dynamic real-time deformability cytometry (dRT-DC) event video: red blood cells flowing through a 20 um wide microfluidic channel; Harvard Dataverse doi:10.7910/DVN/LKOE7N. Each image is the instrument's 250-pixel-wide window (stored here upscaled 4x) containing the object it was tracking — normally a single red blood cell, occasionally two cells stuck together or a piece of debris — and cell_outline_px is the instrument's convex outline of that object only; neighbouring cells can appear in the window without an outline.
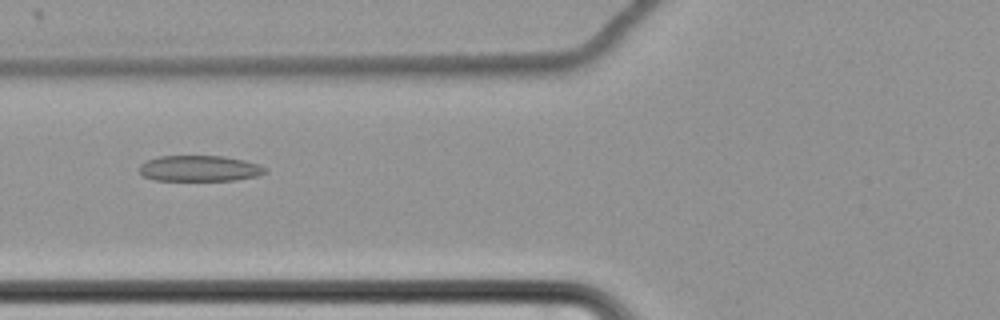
{"species": "common noctule bat (a hibernating species)", "species_latin": "Nyctalus noctula", "temperature_condition": "cold", "stored_images_in_passage": 61, "camera_frame_rate_fps": 3000, "um_per_image_px": 0.085, "animal": {"sex": "female", "body_mass_g": 22.7, "forearm_length_mm": 54.2}, "frame": {"image": 1, "passage_image": 26, "time_ms": 8.333, "image_size_px": [1000, 320], "cell_outline_px": [[268, 172], [256, 176], [236, 180], [152, 180], [144, 176], [140, 172], [140, 164], [144, 160], [160, 156], [224, 156], [244, 160], [260, 164], [268, 168]], "centroid_in_image_um": [16.98, 14.31], "position_along_channel_um": 108.8, "area_um2": 19.13}}
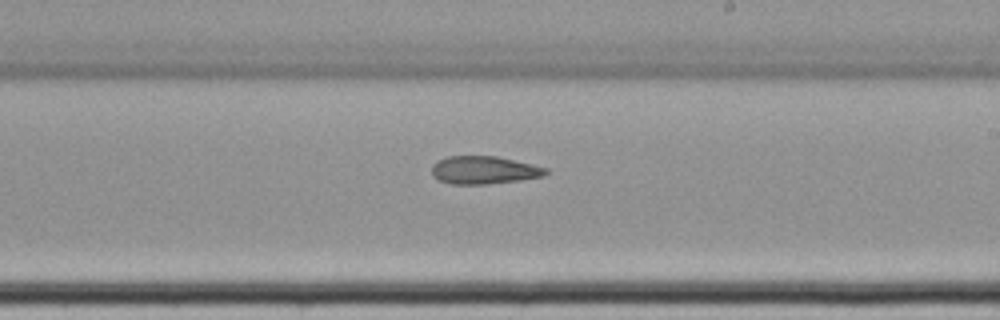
{"frame": {"image": 2, "passage_image": 38, "time_ms": 12.333, "image_size_px": [1000, 320], "cell_outline_px": [[548, 172], [544, 176], [520, 180], [488, 184], [452, 184], [436, 180], [432, 176], [432, 164], [436, 160], [448, 156], [496, 156], [548, 168]], "centroid_in_image_um": [41.09, 14.46], "position_along_channel_um": 247.9, "area_um2": 18.67}}
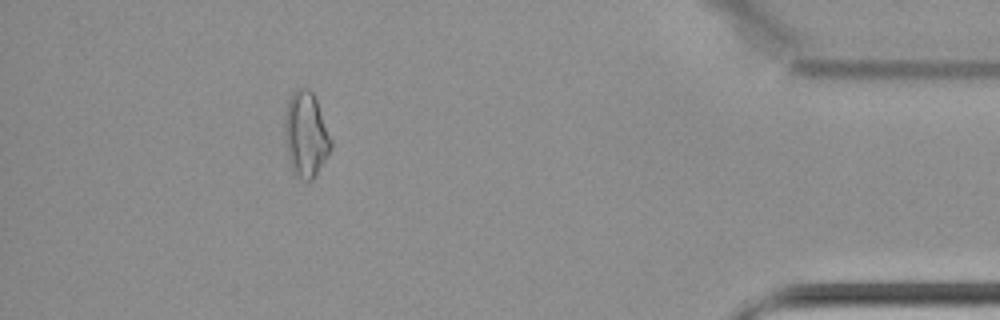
{"frame": {"image": 3, "passage_image": 56, "time_ms": 18.333, "image_size_px": [1000, 320], "cell_outline_px": [[332, 148], [316, 176], [312, 180], [308, 180], [292, 172], [288, 160], [284, 136], [284, 112], [288, 100], [292, 92], [296, 88], [308, 88], [316, 96], [332, 140]], "centroid_in_image_um": [25.99, 11.39], "position_along_channel_um": 409.2, "area_um2": 23.47}, "authors_computed_cell_mechanics": {"area_um2": 21.6172, "velocity_mm_per_s": 3.4777, "shape_relaxation_time_tau1_ms": null, "shape_relaxation_time_tau2_ms": 7.1529, "deformation_change_tau1": null, "deformation_change_tau2": 0.1464}}